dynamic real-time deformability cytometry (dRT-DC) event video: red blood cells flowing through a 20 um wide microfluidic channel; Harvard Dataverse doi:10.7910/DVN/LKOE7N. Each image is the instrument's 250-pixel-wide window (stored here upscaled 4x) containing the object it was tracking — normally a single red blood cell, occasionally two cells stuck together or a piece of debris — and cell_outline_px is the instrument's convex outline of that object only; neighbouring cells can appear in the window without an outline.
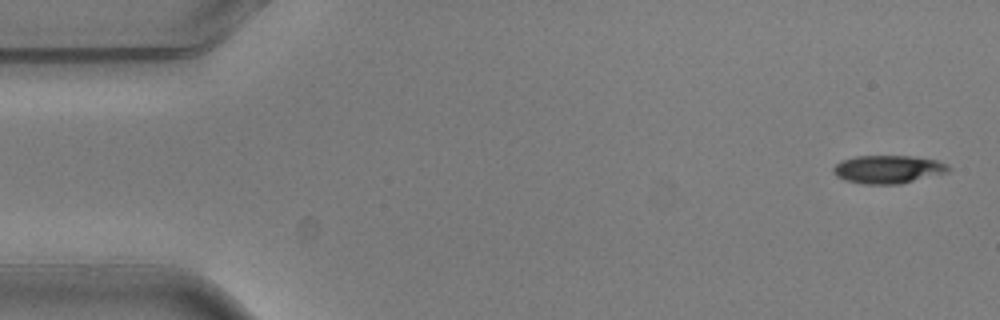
{"species": "common noctule bat (a hibernating species)", "species_latin": "Nyctalus noctula", "temperature_condition": "warm", "stored_images_in_passage": 2, "camera_frame_rate_fps": 3000, "um_per_image_px": 0.085, "animal": {"sex": "male", "body_mass_g": 20.5, "forearm_length_mm": 52.5}, "frame": {"image": 1, "passage_image": 1, "time_ms": 0.0, "image_size_px": [1000, 320], "cell_outline_px": [[952, 168], [948, 172], [900, 184], [864, 184], [844, 180], [836, 176], [832, 172], [832, 168], [840, 160], [856, 156], [912, 156], [936, 160], [948, 164]], "centroid_in_image_um": [75.47, 14.39], "position_along_channel_um": 9.5, "area_um2": 19.02}}